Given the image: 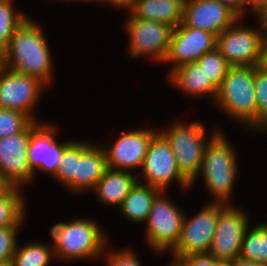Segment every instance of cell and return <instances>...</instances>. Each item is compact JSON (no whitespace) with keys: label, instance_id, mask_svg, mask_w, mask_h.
Segmentation results:
<instances>
[{"label":"cell","instance_id":"obj_1","mask_svg":"<svg viewBox=\"0 0 267 266\" xmlns=\"http://www.w3.org/2000/svg\"><path fill=\"white\" fill-rule=\"evenodd\" d=\"M33 20L31 17L26 18L15 30L6 51L0 57V64L37 78L48 88L55 80L53 52L41 28L42 24Z\"/></svg>","mask_w":267,"mask_h":266},{"label":"cell","instance_id":"obj_2","mask_svg":"<svg viewBox=\"0 0 267 266\" xmlns=\"http://www.w3.org/2000/svg\"><path fill=\"white\" fill-rule=\"evenodd\" d=\"M101 226L96 219L81 216L54 223L49 232L56 262L101 260L111 243L109 234Z\"/></svg>","mask_w":267,"mask_h":266},{"label":"cell","instance_id":"obj_3","mask_svg":"<svg viewBox=\"0 0 267 266\" xmlns=\"http://www.w3.org/2000/svg\"><path fill=\"white\" fill-rule=\"evenodd\" d=\"M225 133L224 130L219 131L207 144L200 171L190 183V188L194 187L193 184L201 176L206 191L212 197L209 202L232 204L234 183L240 174L238 173L240 165H238V153Z\"/></svg>","mask_w":267,"mask_h":266},{"label":"cell","instance_id":"obj_4","mask_svg":"<svg viewBox=\"0 0 267 266\" xmlns=\"http://www.w3.org/2000/svg\"><path fill=\"white\" fill-rule=\"evenodd\" d=\"M255 67H230L217 90L213 104L247 132H257V102L254 89Z\"/></svg>","mask_w":267,"mask_h":266},{"label":"cell","instance_id":"obj_5","mask_svg":"<svg viewBox=\"0 0 267 266\" xmlns=\"http://www.w3.org/2000/svg\"><path fill=\"white\" fill-rule=\"evenodd\" d=\"M172 121L168 127H158V131L169 142L181 175L191 183L200 171L207 144L223 129L221 126L213 127L214 130L208 134L204 122L200 120L184 123V120L175 117Z\"/></svg>","mask_w":267,"mask_h":266},{"label":"cell","instance_id":"obj_6","mask_svg":"<svg viewBox=\"0 0 267 266\" xmlns=\"http://www.w3.org/2000/svg\"><path fill=\"white\" fill-rule=\"evenodd\" d=\"M161 191L154 199L145 222V243L156 254L170 253L177 245L185 216L184 210Z\"/></svg>","mask_w":267,"mask_h":266},{"label":"cell","instance_id":"obj_7","mask_svg":"<svg viewBox=\"0 0 267 266\" xmlns=\"http://www.w3.org/2000/svg\"><path fill=\"white\" fill-rule=\"evenodd\" d=\"M255 20L256 25L250 26L242 25L244 18H239L216 37V49L231 67H257L267 34L259 21Z\"/></svg>","mask_w":267,"mask_h":266},{"label":"cell","instance_id":"obj_8","mask_svg":"<svg viewBox=\"0 0 267 266\" xmlns=\"http://www.w3.org/2000/svg\"><path fill=\"white\" fill-rule=\"evenodd\" d=\"M127 13L122 24L129 39L127 49L130 58L148 57L162 64L169 50L173 27L166 23L137 19L130 12Z\"/></svg>","mask_w":267,"mask_h":266},{"label":"cell","instance_id":"obj_9","mask_svg":"<svg viewBox=\"0 0 267 266\" xmlns=\"http://www.w3.org/2000/svg\"><path fill=\"white\" fill-rule=\"evenodd\" d=\"M137 176L138 182L160 191L167 192L169 186L174 185L172 184L174 182L178 184L182 192L191 189L190 183L178 170L177 161L169 142L159 131L152 137L148 145L141 171L137 173Z\"/></svg>","mask_w":267,"mask_h":266},{"label":"cell","instance_id":"obj_10","mask_svg":"<svg viewBox=\"0 0 267 266\" xmlns=\"http://www.w3.org/2000/svg\"><path fill=\"white\" fill-rule=\"evenodd\" d=\"M46 87L39 79L0 64V108L21 112L33 122H43L34 111Z\"/></svg>","mask_w":267,"mask_h":266},{"label":"cell","instance_id":"obj_11","mask_svg":"<svg viewBox=\"0 0 267 266\" xmlns=\"http://www.w3.org/2000/svg\"><path fill=\"white\" fill-rule=\"evenodd\" d=\"M56 124L47 120L31 124L27 156L34 173V181L39 172L51 178L57 174L64 149L74 140L59 142L57 137L60 135L58 134L60 127Z\"/></svg>","mask_w":267,"mask_h":266},{"label":"cell","instance_id":"obj_12","mask_svg":"<svg viewBox=\"0 0 267 266\" xmlns=\"http://www.w3.org/2000/svg\"><path fill=\"white\" fill-rule=\"evenodd\" d=\"M244 209L234 203H218L216 230L209 255L225 261H232L240 256L245 229L251 224L250 215Z\"/></svg>","mask_w":267,"mask_h":266},{"label":"cell","instance_id":"obj_13","mask_svg":"<svg viewBox=\"0 0 267 266\" xmlns=\"http://www.w3.org/2000/svg\"><path fill=\"white\" fill-rule=\"evenodd\" d=\"M205 205L193 217L185 213L180 239L169 253L171 260L178 262L187 255L208 253L216 230L218 203Z\"/></svg>","mask_w":267,"mask_h":266},{"label":"cell","instance_id":"obj_14","mask_svg":"<svg viewBox=\"0 0 267 266\" xmlns=\"http://www.w3.org/2000/svg\"><path fill=\"white\" fill-rule=\"evenodd\" d=\"M158 132L156 127L135 128L124 131L112 145H103L102 148L106 155L107 168L133 172L141 170L147 153L148 145L152 137Z\"/></svg>","mask_w":267,"mask_h":266},{"label":"cell","instance_id":"obj_15","mask_svg":"<svg viewBox=\"0 0 267 266\" xmlns=\"http://www.w3.org/2000/svg\"><path fill=\"white\" fill-rule=\"evenodd\" d=\"M31 125L19 134L0 139V174L11 187L24 189L34 181L28 162Z\"/></svg>","mask_w":267,"mask_h":266},{"label":"cell","instance_id":"obj_16","mask_svg":"<svg viewBox=\"0 0 267 266\" xmlns=\"http://www.w3.org/2000/svg\"><path fill=\"white\" fill-rule=\"evenodd\" d=\"M215 48L214 34L181 23L173 28L171 34L169 50L163 64L172 66L166 75L179 66L196 62L203 54Z\"/></svg>","mask_w":267,"mask_h":266},{"label":"cell","instance_id":"obj_17","mask_svg":"<svg viewBox=\"0 0 267 266\" xmlns=\"http://www.w3.org/2000/svg\"><path fill=\"white\" fill-rule=\"evenodd\" d=\"M240 17L228 6L214 0H185L182 23L216 37Z\"/></svg>","mask_w":267,"mask_h":266},{"label":"cell","instance_id":"obj_18","mask_svg":"<svg viewBox=\"0 0 267 266\" xmlns=\"http://www.w3.org/2000/svg\"><path fill=\"white\" fill-rule=\"evenodd\" d=\"M89 140H77V168L74 175V194L91 192L103 176L106 155L101 144Z\"/></svg>","mask_w":267,"mask_h":266},{"label":"cell","instance_id":"obj_19","mask_svg":"<svg viewBox=\"0 0 267 266\" xmlns=\"http://www.w3.org/2000/svg\"><path fill=\"white\" fill-rule=\"evenodd\" d=\"M166 77L171 86L183 95L215 103L218 89L206 78L197 62L179 66Z\"/></svg>","mask_w":267,"mask_h":266},{"label":"cell","instance_id":"obj_20","mask_svg":"<svg viewBox=\"0 0 267 266\" xmlns=\"http://www.w3.org/2000/svg\"><path fill=\"white\" fill-rule=\"evenodd\" d=\"M137 182L136 173L107 168L91 193L98 203L118 210Z\"/></svg>","mask_w":267,"mask_h":266},{"label":"cell","instance_id":"obj_21","mask_svg":"<svg viewBox=\"0 0 267 266\" xmlns=\"http://www.w3.org/2000/svg\"><path fill=\"white\" fill-rule=\"evenodd\" d=\"M185 0H137L129 11L135 18L166 23L175 28L182 23Z\"/></svg>","mask_w":267,"mask_h":266},{"label":"cell","instance_id":"obj_22","mask_svg":"<svg viewBox=\"0 0 267 266\" xmlns=\"http://www.w3.org/2000/svg\"><path fill=\"white\" fill-rule=\"evenodd\" d=\"M161 191L149 185L137 182L121 204L119 214L128 222L141 224L146 222L152 203Z\"/></svg>","mask_w":267,"mask_h":266},{"label":"cell","instance_id":"obj_23","mask_svg":"<svg viewBox=\"0 0 267 266\" xmlns=\"http://www.w3.org/2000/svg\"><path fill=\"white\" fill-rule=\"evenodd\" d=\"M23 191L10 186L0 196V227L25 223L29 212L26 210L28 203Z\"/></svg>","mask_w":267,"mask_h":266},{"label":"cell","instance_id":"obj_24","mask_svg":"<svg viewBox=\"0 0 267 266\" xmlns=\"http://www.w3.org/2000/svg\"><path fill=\"white\" fill-rule=\"evenodd\" d=\"M250 225L245 229L239 257L267 266V222L256 223L251 229Z\"/></svg>","mask_w":267,"mask_h":266},{"label":"cell","instance_id":"obj_25","mask_svg":"<svg viewBox=\"0 0 267 266\" xmlns=\"http://www.w3.org/2000/svg\"><path fill=\"white\" fill-rule=\"evenodd\" d=\"M18 242L12 257L11 266H49L56 261L52 242H38V240L26 243Z\"/></svg>","mask_w":267,"mask_h":266},{"label":"cell","instance_id":"obj_26","mask_svg":"<svg viewBox=\"0 0 267 266\" xmlns=\"http://www.w3.org/2000/svg\"><path fill=\"white\" fill-rule=\"evenodd\" d=\"M15 0H0V57L6 51L15 30L28 18V14L15 9Z\"/></svg>","mask_w":267,"mask_h":266},{"label":"cell","instance_id":"obj_27","mask_svg":"<svg viewBox=\"0 0 267 266\" xmlns=\"http://www.w3.org/2000/svg\"><path fill=\"white\" fill-rule=\"evenodd\" d=\"M77 168V139L73 140L65 149L60 160L57 174L52 178L58 181L74 195V175Z\"/></svg>","mask_w":267,"mask_h":266},{"label":"cell","instance_id":"obj_28","mask_svg":"<svg viewBox=\"0 0 267 266\" xmlns=\"http://www.w3.org/2000/svg\"><path fill=\"white\" fill-rule=\"evenodd\" d=\"M196 62L203 68L206 78L217 89L231 67L216 48L203 54Z\"/></svg>","mask_w":267,"mask_h":266},{"label":"cell","instance_id":"obj_29","mask_svg":"<svg viewBox=\"0 0 267 266\" xmlns=\"http://www.w3.org/2000/svg\"><path fill=\"white\" fill-rule=\"evenodd\" d=\"M254 89L257 102V132L267 133V75L255 67Z\"/></svg>","mask_w":267,"mask_h":266},{"label":"cell","instance_id":"obj_30","mask_svg":"<svg viewBox=\"0 0 267 266\" xmlns=\"http://www.w3.org/2000/svg\"><path fill=\"white\" fill-rule=\"evenodd\" d=\"M32 123L21 112L0 108V139L24 132Z\"/></svg>","mask_w":267,"mask_h":266},{"label":"cell","instance_id":"obj_31","mask_svg":"<svg viewBox=\"0 0 267 266\" xmlns=\"http://www.w3.org/2000/svg\"><path fill=\"white\" fill-rule=\"evenodd\" d=\"M138 256L132 247L112 249L108 244L101 258H104L105 266H142Z\"/></svg>","mask_w":267,"mask_h":266},{"label":"cell","instance_id":"obj_32","mask_svg":"<svg viewBox=\"0 0 267 266\" xmlns=\"http://www.w3.org/2000/svg\"><path fill=\"white\" fill-rule=\"evenodd\" d=\"M23 225L0 227V262L11 263L17 248L19 233Z\"/></svg>","mask_w":267,"mask_h":266},{"label":"cell","instance_id":"obj_33","mask_svg":"<svg viewBox=\"0 0 267 266\" xmlns=\"http://www.w3.org/2000/svg\"><path fill=\"white\" fill-rule=\"evenodd\" d=\"M178 263L181 266H216L217 259L208 253L191 254L182 257Z\"/></svg>","mask_w":267,"mask_h":266},{"label":"cell","instance_id":"obj_34","mask_svg":"<svg viewBox=\"0 0 267 266\" xmlns=\"http://www.w3.org/2000/svg\"><path fill=\"white\" fill-rule=\"evenodd\" d=\"M245 3V18L252 14L254 18L267 5V0H244Z\"/></svg>","mask_w":267,"mask_h":266},{"label":"cell","instance_id":"obj_35","mask_svg":"<svg viewBox=\"0 0 267 266\" xmlns=\"http://www.w3.org/2000/svg\"><path fill=\"white\" fill-rule=\"evenodd\" d=\"M221 2L234 11L240 18H245V3L244 0H214Z\"/></svg>","mask_w":267,"mask_h":266},{"label":"cell","instance_id":"obj_36","mask_svg":"<svg viewBox=\"0 0 267 266\" xmlns=\"http://www.w3.org/2000/svg\"><path fill=\"white\" fill-rule=\"evenodd\" d=\"M104 4V5H111L116 8H121L122 10L124 9L125 12H129L132 8V0H95L94 4Z\"/></svg>","mask_w":267,"mask_h":266},{"label":"cell","instance_id":"obj_37","mask_svg":"<svg viewBox=\"0 0 267 266\" xmlns=\"http://www.w3.org/2000/svg\"><path fill=\"white\" fill-rule=\"evenodd\" d=\"M257 69L267 75V38L263 43Z\"/></svg>","mask_w":267,"mask_h":266},{"label":"cell","instance_id":"obj_38","mask_svg":"<svg viewBox=\"0 0 267 266\" xmlns=\"http://www.w3.org/2000/svg\"><path fill=\"white\" fill-rule=\"evenodd\" d=\"M255 18L263 26L267 34V5L261 10V12Z\"/></svg>","mask_w":267,"mask_h":266},{"label":"cell","instance_id":"obj_39","mask_svg":"<svg viewBox=\"0 0 267 266\" xmlns=\"http://www.w3.org/2000/svg\"><path fill=\"white\" fill-rule=\"evenodd\" d=\"M232 266H258L255 262L240 257L232 260Z\"/></svg>","mask_w":267,"mask_h":266},{"label":"cell","instance_id":"obj_40","mask_svg":"<svg viewBox=\"0 0 267 266\" xmlns=\"http://www.w3.org/2000/svg\"><path fill=\"white\" fill-rule=\"evenodd\" d=\"M10 187V185L5 181L3 176L0 174V196Z\"/></svg>","mask_w":267,"mask_h":266},{"label":"cell","instance_id":"obj_41","mask_svg":"<svg viewBox=\"0 0 267 266\" xmlns=\"http://www.w3.org/2000/svg\"><path fill=\"white\" fill-rule=\"evenodd\" d=\"M216 266H232V261L217 260Z\"/></svg>","mask_w":267,"mask_h":266},{"label":"cell","instance_id":"obj_42","mask_svg":"<svg viewBox=\"0 0 267 266\" xmlns=\"http://www.w3.org/2000/svg\"><path fill=\"white\" fill-rule=\"evenodd\" d=\"M62 1H64V0H62ZM68 2V1H70V2H75V1H78V2H83V3H91L92 4V2H95V0H65V2Z\"/></svg>","mask_w":267,"mask_h":266},{"label":"cell","instance_id":"obj_43","mask_svg":"<svg viewBox=\"0 0 267 266\" xmlns=\"http://www.w3.org/2000/svg\"><path fill=\"white\" fill-rule=\"evenodd\" d=\"M170 264H167L168 266H181L178 262L171 260L170 262H168Z\"/></svg>","mask_w":267,"mask_h":266},{"label":"cell","instance_id":"obj_44","mask_svg":"<svg viewBox=\"0 0 267 266\" xmlns=\"http://www.w3.org/2000/svg\"><path fill=\"white\" fill-rule=\"evenodd\" d=\"M0 266H11V263H2V262H0Z\"/></svg>","mask_w":267,"mask_h":266}]
</instances>
